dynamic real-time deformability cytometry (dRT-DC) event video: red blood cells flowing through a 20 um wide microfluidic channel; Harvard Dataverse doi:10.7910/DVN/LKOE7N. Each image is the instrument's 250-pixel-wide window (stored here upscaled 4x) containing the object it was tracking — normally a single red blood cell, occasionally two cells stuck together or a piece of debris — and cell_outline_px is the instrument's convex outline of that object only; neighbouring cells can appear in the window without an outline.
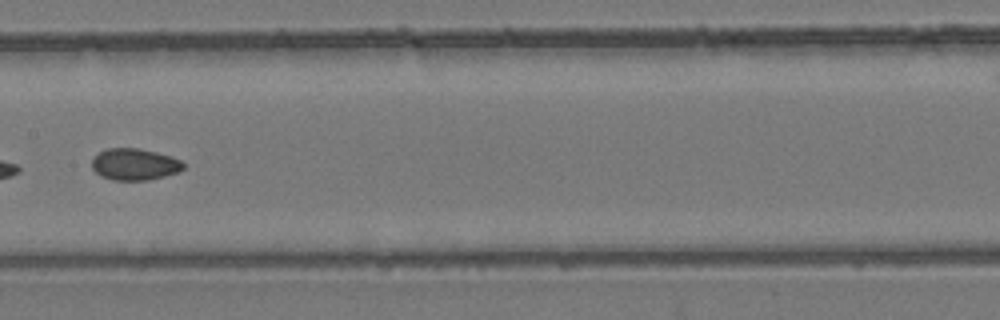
{"species": "common noctule bat (a hibernating species)", "species_latin": "Nyctalus noctula", "temperature_condition": "room temperature", "stored_images_in_passage": 9, "camera_frame_rate_fps": 3000, "um_per_image_px": 0.085, "animal": {"sex": "female", "body_mass_g": 24.6, "forearm_length_mm": 56.2}, "frame": {"image": 1, "passage_image": 9, "time_ms": 9.333, "image_size_px": [1000, 320], "cell_outline_px": [[184, 168], [180, 172], [148, 180], [112, 180], [100, 176], [92, 168], [92, 160], [100, 152], [108, 148], [140, 148], [172, 156], [180, 160], [184, 164]], "centroid_in_image_um": [11.46, 13.97], "position_along_channel_um": 195.9, "area_um2": 16.94}}